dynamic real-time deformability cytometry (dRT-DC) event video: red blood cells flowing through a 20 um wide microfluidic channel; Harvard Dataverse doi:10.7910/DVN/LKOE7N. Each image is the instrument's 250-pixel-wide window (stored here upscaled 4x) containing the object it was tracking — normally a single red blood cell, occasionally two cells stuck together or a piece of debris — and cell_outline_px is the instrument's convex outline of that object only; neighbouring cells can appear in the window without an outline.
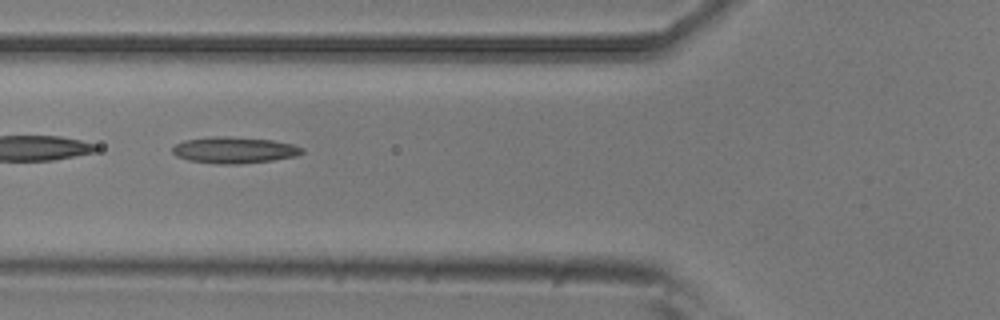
{"species": "common noctule bat (a hibernating species)", "species_latin": "Nyctalus noctula", "temperature_condition": "room temperature", "stored_images_in_passage": 7, "camera_frame_rate_fps": 3000, "um_per_image_px": 0.085, "animal": {"sex": "male", "body_mass_g": 20.5, "forearm_length_mm": 52.5}, "frame": {"image": 1, "passage_image": 5, "time_ms": 1.333, "image_size_px": [1000, 320], "cell_outline_px": [[304, 152], [296, 156], [272, 160], [240, 164], [216, 164], [188, 160], [176, 156], [172, 152], [172, 148], [176, 144], [184, 140], [212, 136], [228, 136], [272, 140], [292, 144], [304, 148]], "centroid_in_image_um": [19.9, 12.75], "position_along_channel_um": 105.9, "area_um2": 20.0}}
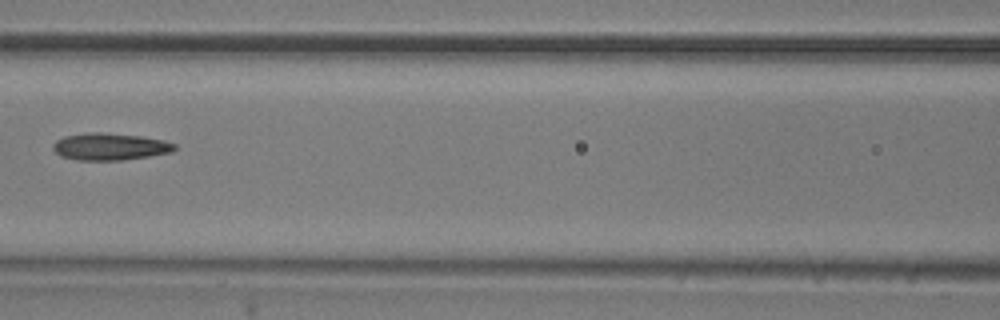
{"frame": {"image": 2, "passage_image": 6, "time_ms": 1.667, "image_size_px": [1000, 320], "cell_outline_px": [[176, 148], [172, 152], [148, 156], [120, 160], [76, 160], [60, 156], [52, 148], [52, 144], [56, 140], [64, 136], [84, 132], [100, 132], [140, 136], [164, 140], [176, 144]], "centroid_in_image_um": [9.31, 12.45], "position_along_channel_um": 157.3, "area_um2": 19.25}}
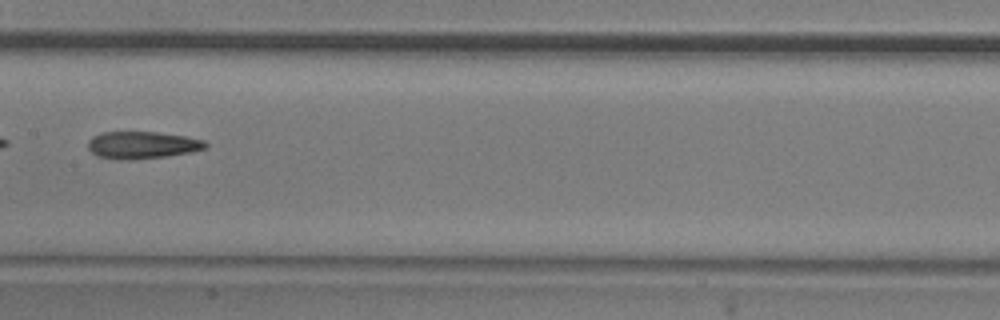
{"frame": {"image": 3, "passage_image": 7, "time_ms": 2.0, "image_size_px": [1000, 320], "cell_outline_px": [[208, 148], [192, 152], [164, 156], [128, 160], [120, 160], [96, 156], [88, 148], [88, 140], [92, 136], [100, 132], [156, 132], [184, 136], [204, 140], [208, 144]], "centroid_in_image_um": [12.07, 12.33], "position_along_channel_um": 195.3, "area_um2": 18.73}}